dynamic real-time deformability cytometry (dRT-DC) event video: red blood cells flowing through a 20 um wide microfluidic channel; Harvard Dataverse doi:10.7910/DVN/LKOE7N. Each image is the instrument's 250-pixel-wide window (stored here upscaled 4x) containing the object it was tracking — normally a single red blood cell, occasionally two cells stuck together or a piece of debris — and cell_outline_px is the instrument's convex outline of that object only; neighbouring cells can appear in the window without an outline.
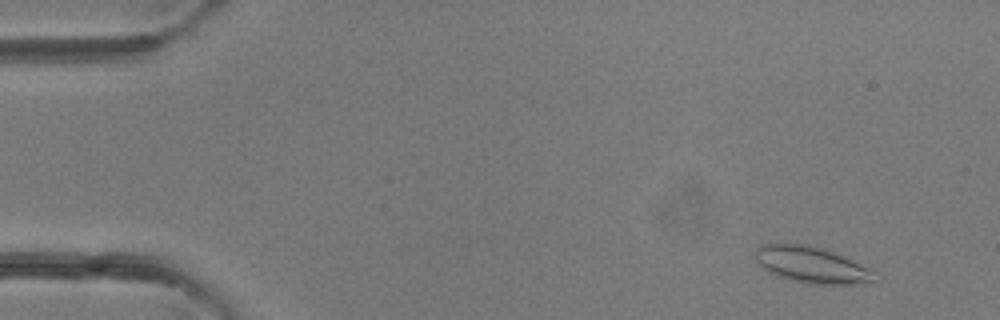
{"species": "common noctule bat (a hibernating species)", "species_latin": "Nyctalus noctula", "temperature_condition": "room temperature", "stored_images_in_passage": 42, "camera_frame_rate_fps": 3000, "um_per_image_px": 0.085, "animal": {"sex": "female"}, "frame": {"image": 1, "passage_image": 4, "time_ms": 1.0, "image_size_px": [1000, 320], "cell_outline_px": [[876, 280], [864, 284], [808, 284], [788, 280], [776, 276], [760, 268], [756, 260], [756, 248], [760, 244], [800, 244], [820, 248], [832, 252], [852, 260], [868, 268]], "centroid_in_image_um": [68.91, 22.54], "position_along_channel_um": 16.1, "area_um2": 25.09}}
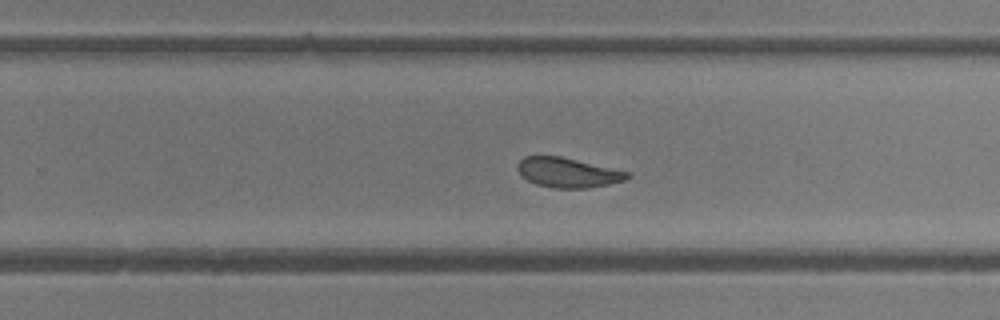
{"frame": {"image": 2, "passage_image": 27, "time_ms": 8.667, "image_size_px": [1000, 320], "cell_outline_px": [[632, 176], [624, 180], [608, 184], [588, 188], [552, 188], [536, 184], [528, 180], [516, 168], [516, 164], [524, 156], [560, 156], [628, 172]], "centroid_in_image_um": [48.24, 14.67], "position_along_channel_um": 281.6, "area_um2": 18.79}}
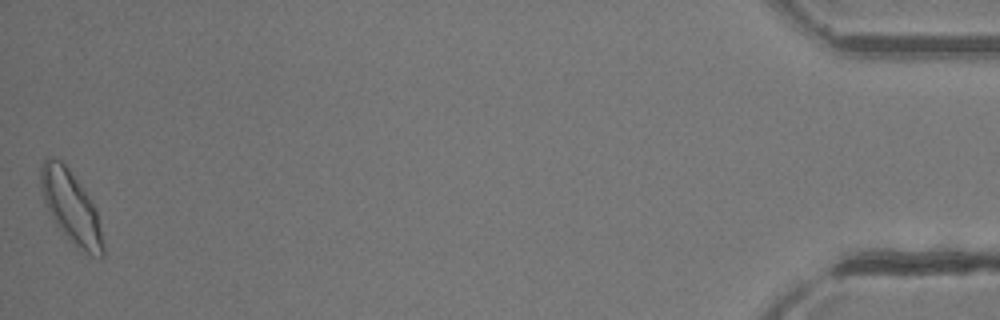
{"frame": {"image": 3, "passage_image": 42, "time_ms": 13.667, "image_size_px": [1000, 320], "cell_outline_px": [[104, 256], [92, 256], [76, 244], [56, 224], [44, 204], [40, 188], [40, 168], [44, 156], [52, 156], [60, 160], [68, 168], [88, 196], [96, 208], [104, 248]], "centroid_in_image_um": [5.99, 17.52], "position_along_channel_um": 429.2, "area_um2": 25.66}}